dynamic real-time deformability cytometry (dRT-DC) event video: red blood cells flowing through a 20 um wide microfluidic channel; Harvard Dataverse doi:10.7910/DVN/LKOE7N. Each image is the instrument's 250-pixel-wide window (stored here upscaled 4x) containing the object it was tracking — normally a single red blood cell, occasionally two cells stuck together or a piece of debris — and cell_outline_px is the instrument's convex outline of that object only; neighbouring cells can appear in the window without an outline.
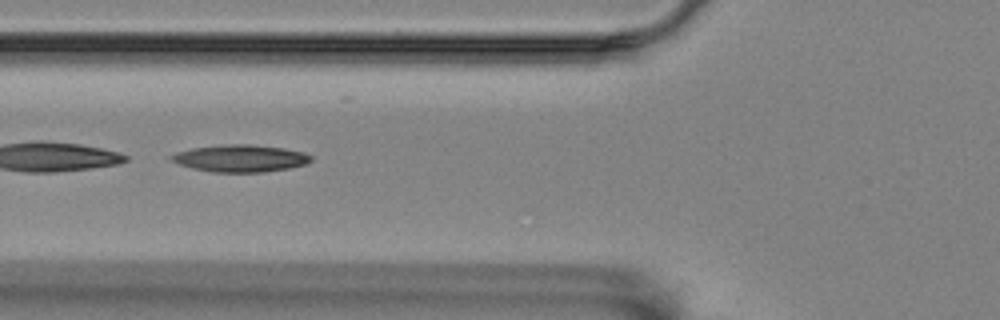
{"species": "Egyptian fruit bat (a non-hibernating species)", "species_latin": "Rousettus aegyptiacus", "temperature_condition": "room temperature", "stored_images_in_passage": 48, "camera_frame_rate_fps": 3000, "um_per_image_px": 0.085, "animal": {"sex": "female"}, "frame": {"image": 1, "passage_image": 14, "time_ms": 4.333, "image_size_px": [1000, 320], "cell_outline_px": [[312, 160], [304, 164], [288, 168], [264, 172], [212, 172], [192, 168], [180, 164], [172, 160], [168, 156], [176, 152], [192, 148], [224, 144], [248, 144], [284, 148], [304, 152], [312, 156]], "centroid_in_image_um": [20.42, 13.45], "position_along_channel_um": 105.4, "area_um2": 22.02}}
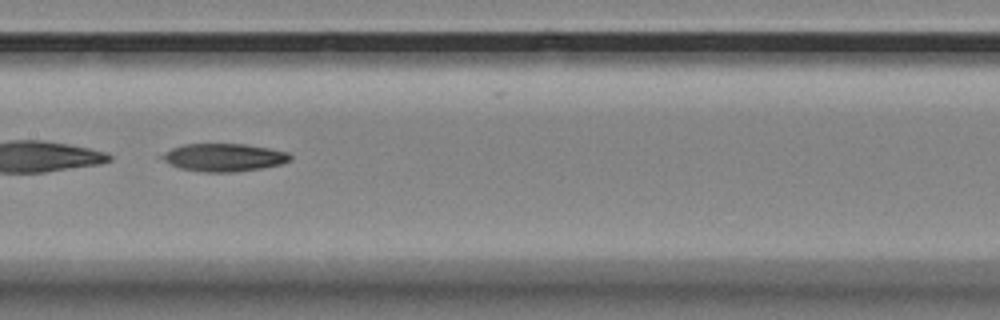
{"frame": {"image": 2, "passage_image": 21, "time_ms": 6.667, "image_size_px": [1000, 320], "cell_outline_px": [[292, 156], [288, 160], [280, 164], [260, 168], [232, 172], [204, 172], [180, 168], [156, 156], [172, 148], [184, 144], [244, 144], [268, 148], [288, 152]], "centroid_in_image_um": [18.98, 13.37], "position_along_channel_um": 188.4, "area_um2": 20.58}}
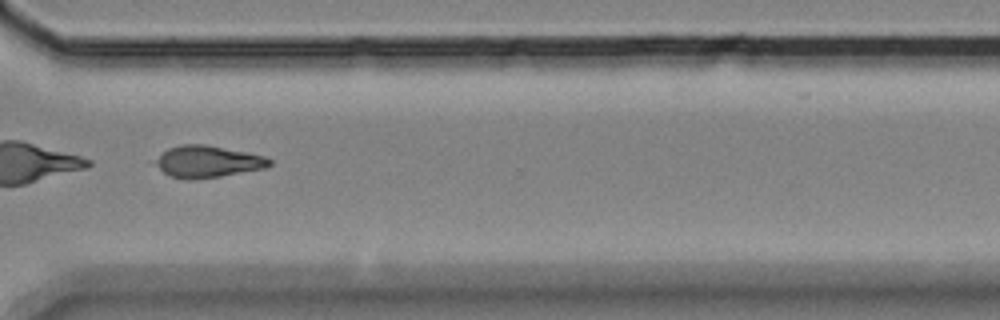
{"frame": {"image": 3, "passage_image": 35, "time_ms": 11.333, "image_size_px": [1000, 320], "cell_outline_px": [[272, 164], [264, 168], [220, 176], [192, 180], [188, 180], [172, 176], [164, 172], [160, 168], [156, 160], [168, 148], [184, 144], [204, 144], [264, 156], [272, 160]], "centroid_in_image_um": [17.68, 13.74], "position_along_channel_um": 352.9, "area_um2": 20.58}}